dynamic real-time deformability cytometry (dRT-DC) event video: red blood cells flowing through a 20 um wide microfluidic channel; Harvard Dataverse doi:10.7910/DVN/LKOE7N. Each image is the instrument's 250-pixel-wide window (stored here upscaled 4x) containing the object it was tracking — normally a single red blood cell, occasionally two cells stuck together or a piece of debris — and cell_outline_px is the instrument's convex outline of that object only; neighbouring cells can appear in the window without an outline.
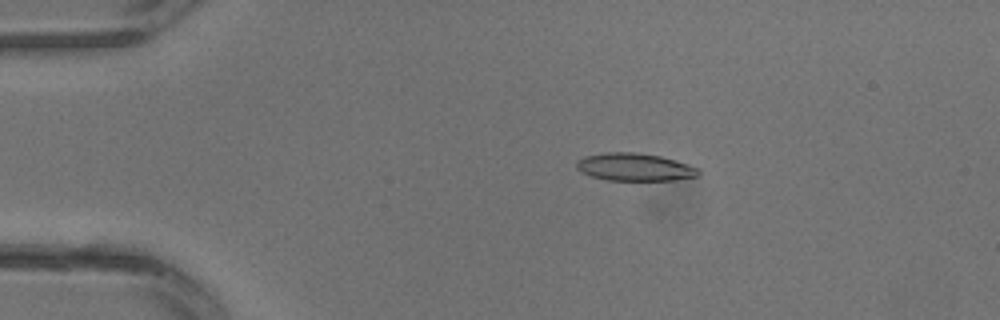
{"species": "common noctule bat (a hibernating species)", "species_latin": "Nyctalus noctula", "temperature_condition": "warm", "stored_images_in_passage": 19, "camera_frame_rate_fps": 3000, "um_per_image_px": 0.085, "animal": {"sex": "male", "body_mass_g": 13.3}, "frame": {"image": 1, "passage_image": 2, "time_ms": 0.333, "image_size_px": [1000, 320], "cell_outline_px": [[700, 176], [672, 180], [608, 180], [592, 176], [580, 172], [576, 168], [576, 160], [584, 156], [604, 152], [636, 152], [660, 156], [688, 164], [700, 168]], "centroid_in_image_um": [53.94, 14.19], "position_along_channel_um": 31.1, "area_um2": 19.83}}
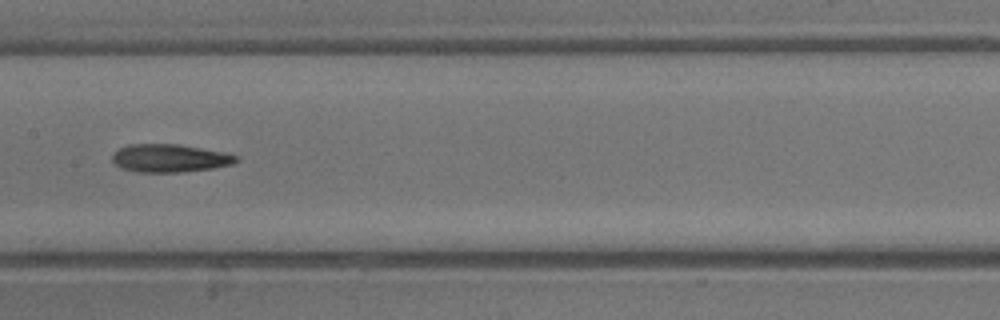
{"frame": {"image": 2, "passage_image": 12, "time_ms": 3.667, "image_size_px": [1000, 320], "cell_outline_px": [[240, 160], [232, 164], [212, 168], [180, 172], [140, 172], [124, 168], [116, 164], [112, 160], [112, 152], [128, 144], [180, 144], [224, 152], [236, 156]], "centroid_in_image_um": [14.42, 13.43], "position_along_channel_um": 193.0, "area_um2": 20.11}}
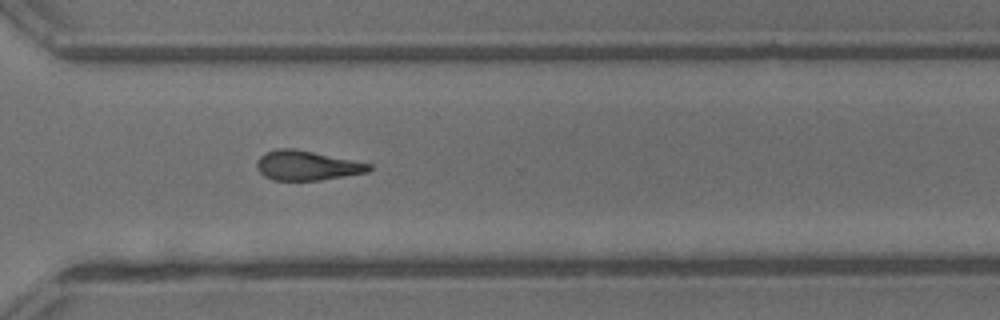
{"frame": {"image": 3, "passage_image": 19, "time_ms": 6.0, "image_size_px": [1000, 320], "cell_outline_px": [[372, 168], [368, 172], [320, 180], [272, 180], [264, 176], [256, 168], [256, 160], [264, 152], [276, 148], [292, 148], [372, 164]], "centroid_in_image_um": [26.03, 14.07], "position_along_channel_um": 344.6, "area_um2": 19.31}}